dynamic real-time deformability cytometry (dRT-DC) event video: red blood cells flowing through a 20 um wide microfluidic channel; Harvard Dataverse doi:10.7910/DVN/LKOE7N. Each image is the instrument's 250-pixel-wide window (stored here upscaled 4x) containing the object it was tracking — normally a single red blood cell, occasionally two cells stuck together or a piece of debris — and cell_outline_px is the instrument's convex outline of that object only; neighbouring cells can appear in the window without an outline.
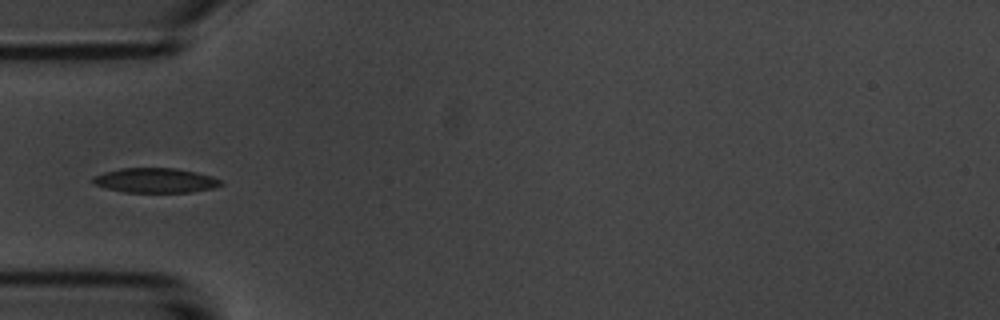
{"species": "common noctule bat (a hibernating species)", "species_latin": "Nyctalus noctula", "temperature_condition": "room temperature", "stored_images_in_passage": 2, "camera_frame_rate_fps": 3000, "um_per_image_px": 0.085, "animal": {"sex": "male", "body_mass_g": 20.1, "forearm_length_mm": 53.5}, "frame": {"image": 1, "passage_image": 2, "time_ms": 1.0, "image_size_px": [1000, 320], "cell_outline_px": [[224, 184], [216, 188], [192, 192], [124, 192], [92, 184], [92, 176], [104, 172], [120, 168], [176, 168], [196, 172], [212, 176], [220, 180]], "centroid_in_image_um": [13.22, 15.33], "position_along_channel_um": 71.8, "area_um2": 18.55}}